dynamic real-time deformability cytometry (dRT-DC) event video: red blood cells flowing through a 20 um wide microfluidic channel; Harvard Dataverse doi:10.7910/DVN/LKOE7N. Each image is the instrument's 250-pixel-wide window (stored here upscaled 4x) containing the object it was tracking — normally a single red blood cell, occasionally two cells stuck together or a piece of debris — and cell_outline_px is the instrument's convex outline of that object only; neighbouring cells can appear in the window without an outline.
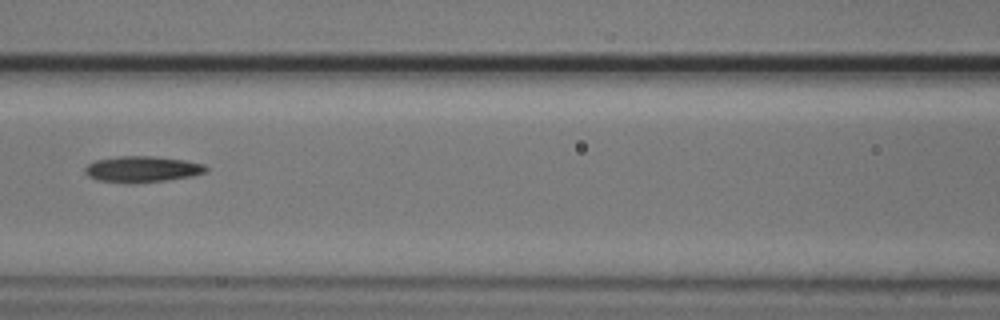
{"species": "common noctule bat (a hibernating species)", "species_latin": "Nyctalus noctula", "temperature_condition": "cold", "stored_images_in_passage": 4, "camera_frame_rate_fps": 3000, "um_per_image_px": 0.085, "animal": {"sex": "male", "body_mass_g": 20.5, "forearm_length_mm": 52.5}, "frame": {"image": 1, "passage_image": 4, "time_ms": 1.0, "image_size_px": [1000, 320], "cell_outline_px": [[208, 172], [192, 176], [168, 180], [128, 184], [96, 180], [88, 176], [84, 172], [84, 168], [88, 164], [96, 160], [120, 156], [152, 156], [184, 160], [204, 164], [208, 168]], "centroid_in_image_um": [12.08, 14.39], "position_along_channel_um": 154.5, "area_um2": 18.61}}